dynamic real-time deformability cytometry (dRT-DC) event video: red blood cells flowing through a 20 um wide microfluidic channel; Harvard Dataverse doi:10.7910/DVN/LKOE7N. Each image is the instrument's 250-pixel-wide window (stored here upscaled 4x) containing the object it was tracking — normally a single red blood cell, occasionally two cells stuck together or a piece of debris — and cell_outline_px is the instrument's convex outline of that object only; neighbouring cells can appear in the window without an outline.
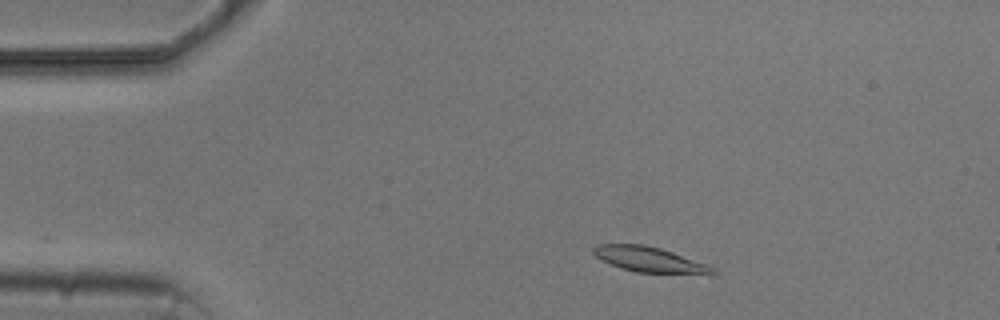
{"species": "common noctule bat (a hibernating species)", "species_latin": "Nyctalus noctula", "temperature_condition": "cold", "stored_images_in_passage": 4, "camera_frame_rate_fps": 3000, "um_per_image_px": 0.085, "animal": {"sex": "male", "body_mass_g": 20.5, "forearm_length_mm": 52.5}, "frame": {"image": 1, "passage_image": 1, "time_ms": 0.0, "image_size_px": [1000, 320], "cell_outline_px": [[716, 272], [712, 276], [708, 276], [636, 272], [620, 268], [600, 260], [592, 252], [592, 248], [596, 244], [644, 244], [660, 248], [672, 252], [704, 264], [712, 268]], "centroid_in_image_um": [55.21, 22.09], "position_along_channel_um": 29.8, "area_um2": 17.92}}
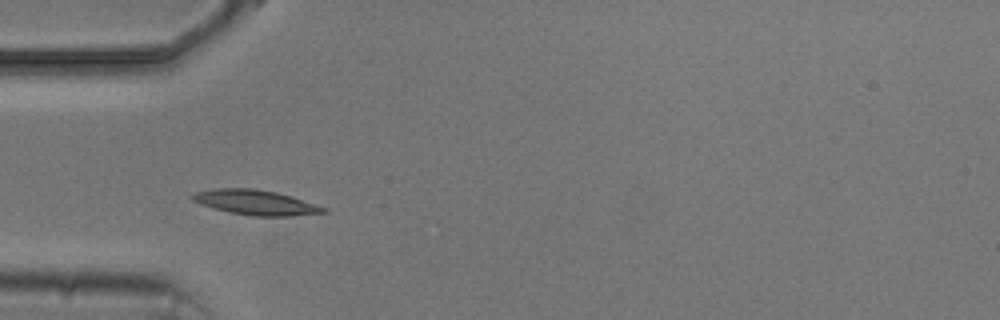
{"frame": {"image": 2, "passage_image": 3, "time_ms": 2.333, "image_size_px": [1000, 320], "cell_outline_px": [[328, 212], [288, 216], [252, 216], [228, 212], [200, 204], [192, 200], [188, 196], [196, 192], [216, 188], [252, 188], [276, 192], [292, 196], [328, 208]], "centroid_in_image_um": [21.72, 17.2], "position_along_channel_um": 63.3, "area_um2": 19.13}}
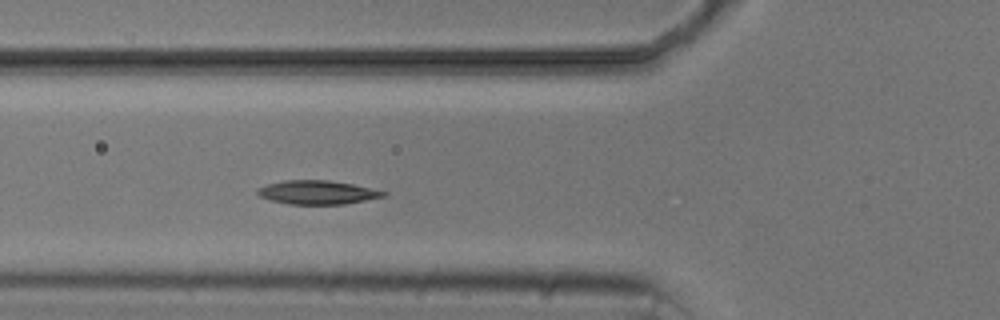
{"frame": {"image": 3, "passage_image": 4, "time_ms": 3.333, "image_size_px": [1000, 320], "cell_outline_px": [[388, 196], [344, 204], [288, 204], [272, 200], [260, 196], [256, 192], [256, 188], [268, 184], [284, 180], [328, 180], [352, 184], [388, 192]], "centroid_in_image_um": [26.99, 16.35], "position_along_channel_um": 98.8, "area_um2": 17.4}}